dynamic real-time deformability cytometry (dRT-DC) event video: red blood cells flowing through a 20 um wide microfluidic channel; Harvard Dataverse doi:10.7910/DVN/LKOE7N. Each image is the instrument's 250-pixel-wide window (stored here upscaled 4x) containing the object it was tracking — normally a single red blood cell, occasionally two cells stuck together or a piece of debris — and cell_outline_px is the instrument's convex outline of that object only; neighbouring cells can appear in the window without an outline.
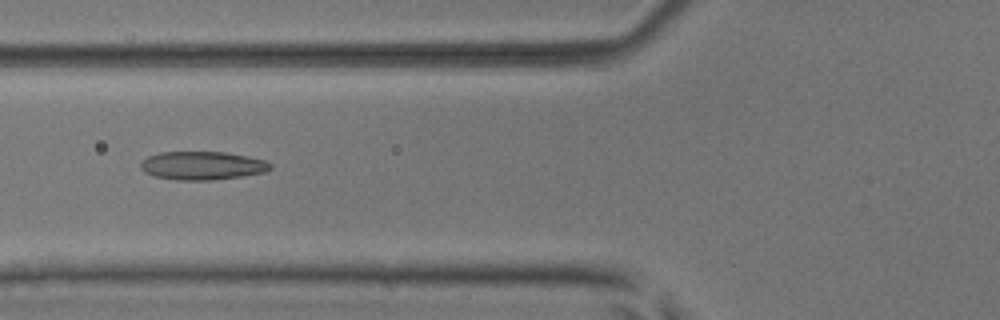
{"species": "common noctule bat (a hibernating species)", "species_latin": "Nyctalus noctula", "temperature_condition": "room temperature", "stored_images_in_passage": 51, "camera_frame_rate_fps": 3000, "um_per_image_px": 0.085, "animal": {"sex": "male", "body_mass_g": 17.9, "forearm_length_mm": 54.2}, "frame": {"image": 1, "passage_image": 20, "time_ms": 6.333, "image_size_px": [1000, 320], "cell_outline_px": [[272, 168], [264, 172], [240, 176], [212, 180], [176, 180], [156, 176], [144, 172], [140, 168], [140, 164], [148, 156], [160, 152], [224, 152], [248, 156], [264, 160], [272, 164]], "centroid_in_image_um": [17.19, 14.07], "position_along_channel_um": 108.6, "area_um2": 21.33}}
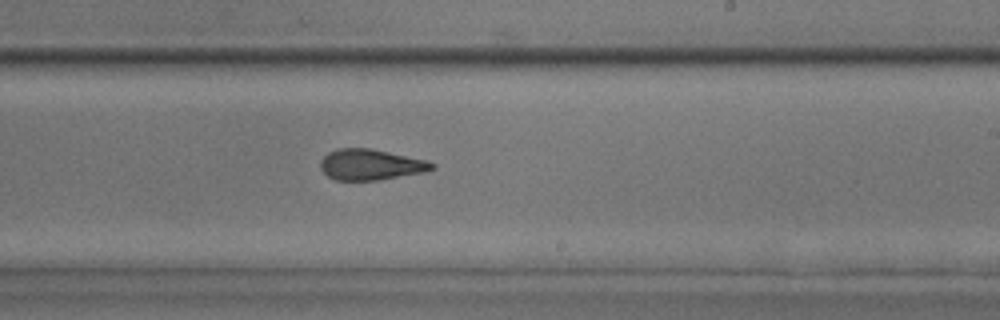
{"frame": {"image": 2, "passage_image": 31, "time_ms": 10.0, "image_size_px": [1000, 320], "cell_outline_px": [[436, 168], [424, 172], [380, 180], [336, 180], [328, 176], [320, 168], [320, 160], [328, 152], [336, 148], [368, 148], [428, 160], [436, 164]], "centroid_in_image_um": [31.51, 13.99], "position_along_channel_um": 257.5, "area_um2": 20.11}}
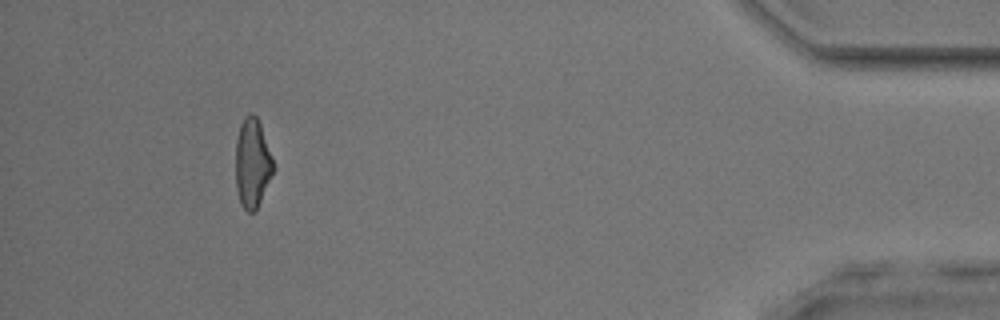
{"frame": {"image": 3, "passage_image": 47, "time_ms": 15.333, "image_size_px": [1000, 320], "cell_outline_px": [[276, 168], [256, 208], [252, 212], [248, 212], [240, 204], [236, 188], [236, 140], [240, 124], [244, 116], [248, 112], [252, 112], [256, 116], [260, 124]], "centroid_in_image_um": [21.45, 13.83], "position_along_channel_um": 413.8, "area_um2": 19.59}, "authors_computed_cell_mechanics": {"area_um2": 20.5768, "velocity_mm_per_s": 4.0719, "shape_relaxation_time_tau1_ms": 7.7996, "shape_relaxation_time_tau2_ms": 2.0033, "deformation_change_tau1": 0.2098, "deformation_change_tau2": 0.1026}}